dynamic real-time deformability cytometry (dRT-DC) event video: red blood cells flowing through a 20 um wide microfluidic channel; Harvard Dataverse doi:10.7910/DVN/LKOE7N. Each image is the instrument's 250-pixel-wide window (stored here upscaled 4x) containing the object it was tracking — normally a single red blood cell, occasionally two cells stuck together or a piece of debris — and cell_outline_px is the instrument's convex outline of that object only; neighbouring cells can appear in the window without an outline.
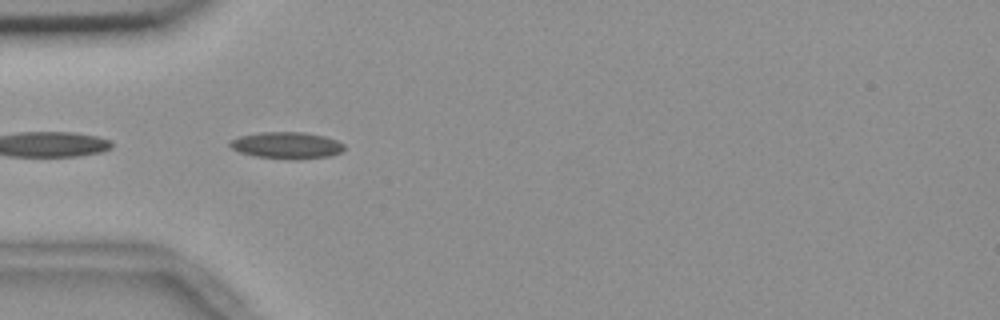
{"species": "common noctule bat (a hibernating species)", "species_latin": "Nyctalus noctula", "temperature_condition": "room temperature", "stored_images_in_passage": 4, "camera_frame_rate_fps": 3000, "um_per_image_px": 0.085, "animal": {"sex": "female", "body_mass_g": 18.4}, "frame": {"image": 1, "passage_image": 4, "time_ms": 1.0, "image_size_px": [1000, 320], "cell_outline_px": [[344, 148], [340, 152], [328, 156], [296, 160], [288, 160], [256, 156], [240, 152], [232, 148], [228, 144], [232, 140], [240, 136], [260, 132], [304, 132], [324, 136], [336, 140], [344, 144]], "centroid_in_image_um": [24.37, 12.36], "position_along_channel_um": 60.6, "area_um2": 17.74}}